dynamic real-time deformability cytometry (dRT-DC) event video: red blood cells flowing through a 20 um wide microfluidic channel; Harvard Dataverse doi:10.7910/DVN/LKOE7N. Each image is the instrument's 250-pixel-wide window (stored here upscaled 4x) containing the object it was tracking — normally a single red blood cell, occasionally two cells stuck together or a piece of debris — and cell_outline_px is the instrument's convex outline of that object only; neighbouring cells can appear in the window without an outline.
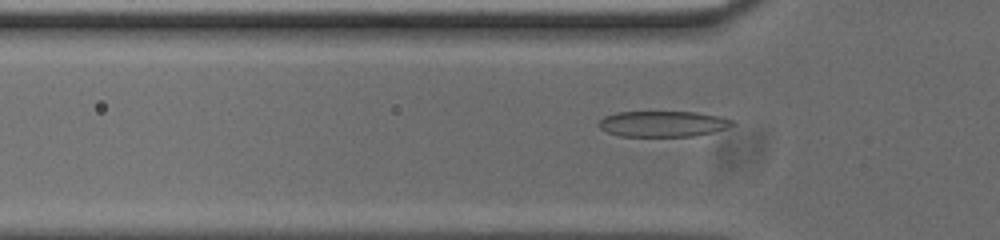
{"species": "common noctule bat (a hibernating species)", "species_latin": "Nyctalus noctula", "temperature_condition": "cold", "stored_images_in_passage": 53, "camera_frame_rate_fps": 3000, "um_per_image_px": 0.085, "animal": {"sex": "male", "body_mass_g": 20.0, "forearm_length_mm": 53.3}, "frame": {"image": 1, "passage_image": 15, "time_ms": 4.667, "image_size_px": [1000, 240], "cell_outline_px": [[736, 124], [728, 128], [712, 132], [692, 136], [620, 136], [608, 132], [600, 128], [600, 120], [604, 116], [616, 112], [696, 112], [720, 116], [732, 120]], "centroid_in_image_um": [56.37, 10.52], "position_along_channel_um": 69.4, "area_um2": 20.0}}
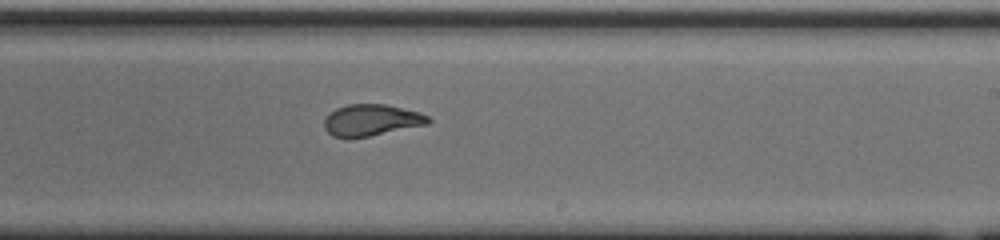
{"frame": {"image": 2, "passage_image": 30, "time_ms": 9.667, "image_size_px": [1000, 240], "cell_outline_px": [[432, 120], [428, 124], [348, 140], [332, 136], [324, 128], [324, 120], [336, 108], [348, 104], [384, 104], [420, 112], [428, 116]], "centroid_in_image_um": [31.55, 10.23], "position_along_channel_um": 257.5, "area_um2": 19.19}}
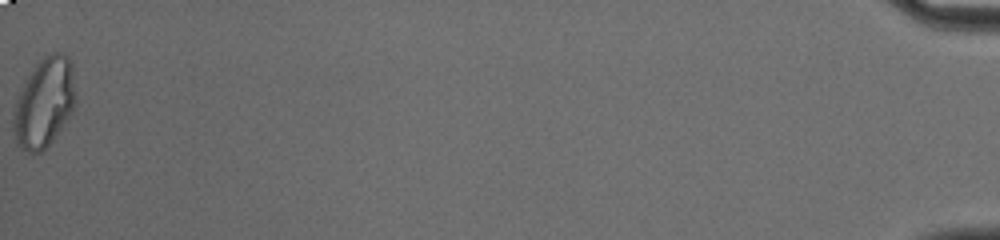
{"frame": {"image": 3, "passage_image": 53, "time_ms": 17.333, "image_size_px": [1000, 240], "cell_outline_px": [[76, 96], [72, 112], [44, 152], [28, 152], [20, 148], [16, 144], [12, 136], [12, 116], [16, 100], [28, 76], [36, 64], [44, 56], [52, 52], [60, 52], [68, 56], [72, 64], [76, 92]], "centroid_in_image_um": [3.75, 8.75], "position_along_channel_um": 431.5, "area_um2": 32.71}, "authors_computed_cell_mechanics": {"area_um2": 19.7098, "velocity_mm_per_s": 3.7484, "shape_relaxation_time_tau1_ms": 6.9017, "shape_relaxation_time_tau2_ms": 0.9809, "deformation_change_tau1": 0.2365, "deformation_change_tau2": 0.0763}}